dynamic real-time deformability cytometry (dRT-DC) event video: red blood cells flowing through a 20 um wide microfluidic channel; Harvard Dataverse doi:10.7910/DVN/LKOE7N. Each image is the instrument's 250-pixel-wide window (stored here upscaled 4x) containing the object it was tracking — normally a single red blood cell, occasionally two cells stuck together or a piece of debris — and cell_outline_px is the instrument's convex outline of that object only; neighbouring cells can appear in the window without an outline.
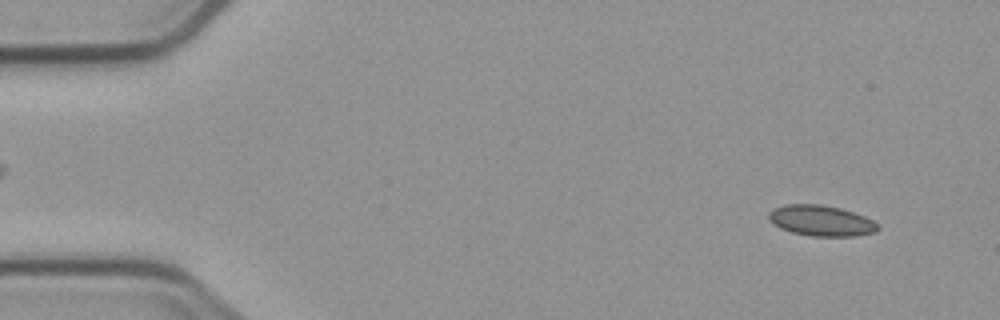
{"species": "common noctule bat (a hibernating species)", "species_latin": "Nyctalus noctula", "temperature_condition": "cold", "stored_images_in_passage": 4, "camera_frame_rate_fps": 3000, "um_per_image_px": 0.085, "animal": {"sex": "male", "body_mass_g": 23.1, "forearm_length_mm": 52.7}, "frame": {"image": 1, "passage_image": 1, "time_ms": 0.0, "image_size_px": [1000, 320], "cell_outline_px": [[880, 228], [876, 232], [852, 236], [812, 236], [792, 232], [780, 228], [768, 220], [768, 212], [772, 208], [784, 204], [820, 204], [840, 208], [864, 216], [880, 224]], "centroid_in_image_um": [69.78, 18.75], "position_along_channel_um": 15.2, "area_um2": 19.65}}
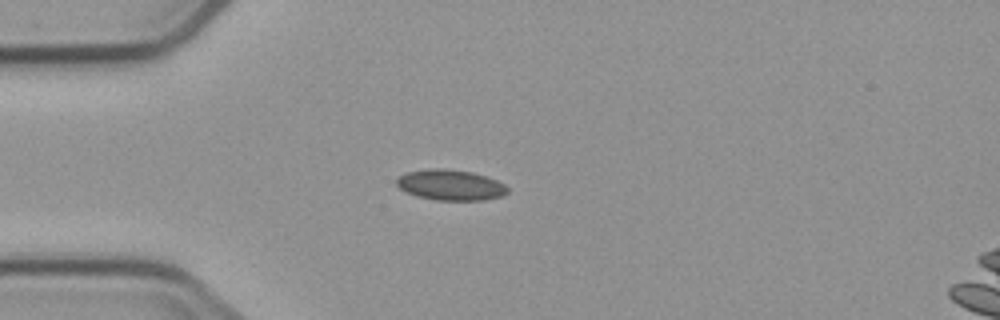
{"frame": {"image": 2, "passage_image": 4, "time_ms": 3.333, "image_size_px": [1000, 320], "cell_outline_px": [[508, 192], [500, 196], [484, 200], [436, 200], [416, 196], [400, 188], [396, 184], [396, 180], [400, 176], [408, 172], [428, 168], [444, 168], [472, 172], [496, 180], [504, 184], [508, 188]], "centroid_in_image_um": [38.29, 15.72], "position_along_channel_um": 46.7, "area_um2": 19.65}}